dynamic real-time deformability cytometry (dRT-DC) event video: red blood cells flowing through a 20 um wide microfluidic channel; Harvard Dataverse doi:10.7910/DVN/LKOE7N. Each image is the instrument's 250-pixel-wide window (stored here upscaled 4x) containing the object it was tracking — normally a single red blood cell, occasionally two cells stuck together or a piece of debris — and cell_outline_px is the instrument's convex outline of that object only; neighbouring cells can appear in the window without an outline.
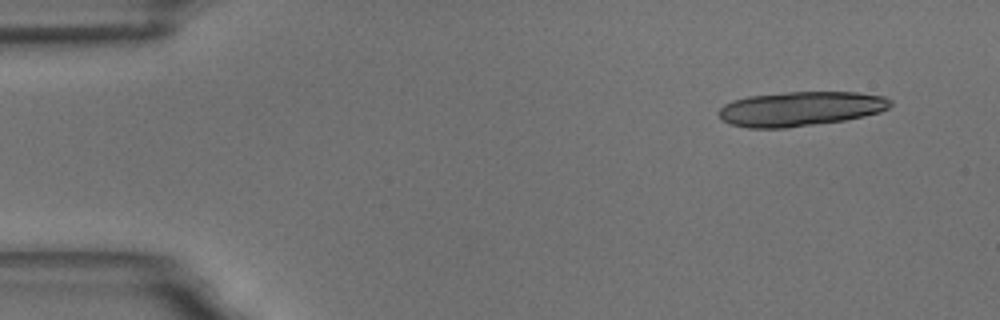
{"species": "common noctule bat (a hibernating species)", "species_latin": "Nyctalus noctula", "temperature_condition": "room temperature", "stored_images_in_passage": 9, "camera_frame_rate_fps": 3000, "um_per_image_px": 0.085, "animal": {"sex": "male", "body_mass_g": 18.8}, "frame": {"image": 1, "passage_image": 1, "time_ms": 0.0, "image_size_px": [1000, 320], "cell_outline_px": [[892, 104], [888, 108], [880, 112], [864, 116], [844, 120], [784, 128], [748, 128], [732, 124], [720, 120], [720, 108], [724, 104], [732, 100], [748, 96], [788, 92], [856, 92], [884, 96], [892, 100]], "centroid_in_image_um": [68.04, 9.24], "position_along_channel_um": 17.0, "area_um2": 34.51}}
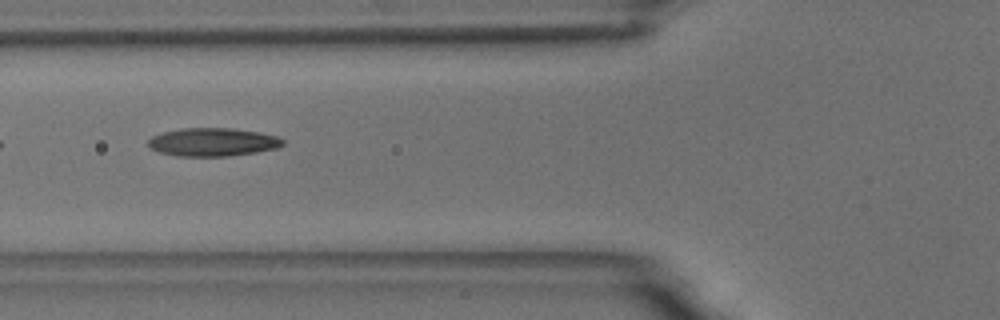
{"frame": {"image": 2, "passage_image": 6, "time_ms": 5.667, "image_size_px": [1000, 320], "cell_outline_px": [[284, 144], [276, 148], [256, 152], [228, 156], [176, 156], [160, 152], [152, 148], [148, 144], [148, 140], [152, 136], [164, 132], [180, 128], [232, 128], [260, 132], [276, 136], [284, 140]], "centroid_in_image_um": [18.09, 12.07], "position_along_channel_um": 107.7, "area_um2": 22.08}}